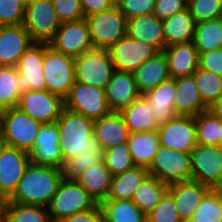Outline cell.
<instances>
[{
  "instance_id": "obj_1",
  "label": "cell",
  "mask_w": 222,
  "mask_h": 222,
  "mask_svg": "<svg viewBox=\"0 0 222 222\" xmlns=\"http://www.w3.org/2000/svg\"><path fill=\"white\" fill-rule=\"evenodd\" d=\"M63 178L59 168L30 163L14 193L3 202L47 207Z\"/></svg>"
},
{
  "instance_id": "obj_2",
  "label": "cell",
  "mask_w": 222,
  "mask_h": 222,
  "mask_svg": "<svg viewBox=\"0 0 222 222\" xmlns=\"http://www.w3.org/2000/svg\"><path fill=\"white\" fill-rule=\"evenodd\" d=\"M56 123L63 162L83 151H96L100 148L93 135L94 120L64 107Z\"/></svg>"
},
{
  "instance_id": "obj_3",
  "label": "cell",
  "mask_w": 222,
  "mask_h": 222,
  "mask_svg": "<svg viewBox=\"0 0 222 222\" xmlns=\"http://www.w3.org/2000/svg\"><path fill=\"white\" fill-rule=\"evenodd\" d=\"M93 49L108 50L127 35V19L118 7L85 17Z\"/></svg>"
},
{
  "instance_id": "obj_4",
  "label": "cell",
  "mask_w": 222,
  "mask_h": 222,
  "mask_svg": "<svg viewBox=\"0 0 222 222\" xmlns=\"http://www.w3.org/2000/svg\"><path fill=\"white\" fill-rule=\"evenodd\" d=\"M97 204L75 179L63 178L47 210L50 221H61L75 213L92 209Z\"/></svg>"
},
{
  "instance_id": "obj_5",
  "label": "cell",
  "mask_w": 222,
  "mask_h": 222,
  "mask_svg": "<svg viewBox=\"0 0 222 222\" xmlns=\"http://www.w3.org/2000/svg\"><path fill=\"white\" fill-rule=\"evenodd\" d=\"M43 73L46 90L60 96L63 100L68 96L75 81V58L53 50L46 43Z\"/></svg>"
},
{
  "instance_id": "obj_6",
  "label": "cell",
  "mask_w": 222,
  "mask_h": 222,
  "mask_svg": "<svg viewBox=\"0 0 222 222\" xmlns=\"http://www.w3.org/2000/svg\"><path fill=\"white\" fill-rule=\"evenodd\" d=\"M149 175L168 186L190 181L192 175L190 152H181L160 146L147 169Z\"/></svg>"
},
{
  "instance_id": "obj_7",
  "label": "cell",
  "mask_w": 222,
  "mask_h": 222,
  "mask_svg": "<svg viewBox=\"0 0 222 222\" xmlns=\"http://www.w3.org/2000/svg\"><path fill=\"white\" fill-rule=\"evenodd\" d=\"M60 25L51 0H32L25 4L23 26L35 43H48Z\"/></svg>"
},
{
  "instance_id": "obj_8",
  "label": "cell",
  "mask_w": 222,
  "mask_h": 222,
  "mask_svg": "<svg viewBox=\"0 0 222 222\" xmlns=\"http://www.w3.org/2000/svg\"><path fill=\"white\" fill-rule=\"evenodd\" d=\"M42 124L17 107L5 109L1 128L7 146L29 153Z\"/></svg>"
},
{
  "instance_id": "obj_9",
  "label": "cell",
  "mask_w": 222,
  "mask_h": 222,
  "mask_svg": "<svg viewBox=\"0 0 222 222\" xmlns=\"http://www.w3.org/2000/svg\"><path fill=\"white\" fill-rule=\"evenodd\" d=\"M107 50L92 49L75 58V81L104 89L114 72Z\"/></svg>"
},
{
  "instance_id": "obj_10",
  "label": "cell",
  "mask_w": 222,
  "mask_h": 222,
  "mask_svg": "<svg viewBox=\"0 0 222 222\" xmlns=\"http://www.w3.org/2000/svg\"><path fill=\"white\" fill-rule=\"evenodd\" d=\"M191 155V180L211 189H222V148L197 144Z\"/></svg>"
},
{
  "instance_id": "obj_11",
  "label": "cell",
  "mask_w": 222,
  "mask_h": 222,
  "mask_svg": "<svg viewBox=\"0 0 222 222\" xmlns=\"http://www.w3.org/2000/svg\"><path fill=\"white\" fill-rule=\"evenodd\" d=\"M64 107L92 120L100 119L111 112L104 89L78 82L74 83L64 99Z\"/></svg>"
},
{
  "instance_id": "obj_12",
  "label": "cell",
  "mask_w": 222,
  "mask_h": 222,
  "mask_svg": "<svg viewBox=\"0 0 222 222\" xmlns=\"http://www.w3.org/2000/svg\"><path fill=\"white\" fill-rule=\"evenodd\" d=\"M48 45L53 50L73 58L92 50L93 46L85 18L61 23Z\"/></svg>"
},
{
  "instance_id": "obj_13",
  "label": "cell",
  "mask_w": 222,
  "mask_h": 222,
  "mask_svg": "<svg viewBox=\"0 0 222 222\" xmlns=\"http://www.w3.org/2000/svg\"><path fill=\"white\" fill-rule=\"evenodd\" d=\"M17 108L41 123H55L64 108V100L47 90H29L20 95Z\"/></svg>"
},
{
  "instance_id": "obj_14",
  "label": "cell",
  "mask_w": 222,
  "mask_h": 222,
  "mask_svg": "<svg viewBox=\"0 0 222 222\" xmlns=\"http://www.w3.org/2000/svg\"><path fill=\"white\" fill-rule=\"evenodd\" d=\"M107 51L115 70L132 73L145 61L160 52L156 47L128 35L112 45Z\"/></svg>"
},
{
  "instance_id": "obj_15",
  "label": "cell",
  "mask_w": 222,
  "mask_h": 222,
  "mask_svg": "<svg viewBox=\"0 0 222 222\" xmlns=\"http://www.w3.org/2000/svg\"><path fill=\"white\" fill-rule=\"evenodd\" d=\"M160 146L174 151L191 152L197 145L195 117L177 115L158 128Z\"/></svg>"
},
{
  "instance_id": "obj_16",
  "label": "cell",
  "mask_w": 222,
  "mask_h": 222,
  "mask_svg": "<svg viewBox=\"0 0 222 222\" xmlns=\"http://www.w3.org/2000/svg\"><path fill=\"white\" fill-rule=\"evenodd\" d=\"M45 51L46 43H34L18 60L15 67L21 94L29 90H46L43 73Z\"/></svg>"
},
{
  "instance_id": "obj_17",
  "label": "cell",
  "mask_w": 222,
  "mask_h": 222,
  "mask_svg": "<svg viewBox=\"0 0 222 222\" xmlns=\"http://www.w3.org/2000/svg\"><path fill=\"white\" fill-rule=\"evenodd\" d=\"M28 154L31 164L61 169L63 157L59 146V129L56 122L41 125L33 148Z\"/></svg>"
},
{
  "instance_id": "obj_18",
  "label": "cell",
  "mask_w": 222,
  "mask_h": 222,
  "mask_svg": "<svg viewBox=\"0 0 222 222\" xmlns=\"http://www.w3.org/2000/svg\"><path fill=\"white\" fill-rule=\"evenodd\" d=\"M30 164L29 154L18 148L6 146L0 154V197L7 200L16 190Z\"/></svg>"
},
{
  "instance_id": "obj_19",
  "label": "cell",
  "mask_w": 222,
  "mask_h": 222,
  "mask_svg": "<svg viewBox=\"0 0 222 222\" xmlns=\"http://www.w3.org/2000/svg\"><path fill=\"white\" fill-rule=\"evenodd\" d=\"M34 43L23 24L0 26V66L15 67Z\"/></svg>"
},
{
  "instance_id": "obj_20",
  "label": "cell",
  "mask_w": 222,
  "mask_h": 222,
  "mask_svg": "<svg viewBox=\"0 0 222 222\" xmlns=\"http://www.w3.org/2000/svg\"><path fill=\"white\" fill-rule=\"evenodd\" d=\"M140 95L132 72L114 70L105 88L106 101L111 112H121Z\"/></svg>"
},
{
  "instance_id": "obj_21",
  "label": "cell",
  "mask_w": 222,
  "mask_h": 222,
  "mask_svg": "<svg viewBox=\"0 0 222 222\" xmlns=\"http://www.w3.org/2000/svg\"><path fill=\"white\" fill-rule=\"evenodd\" d=\"M210 187L196 181L174 183L167 192L173 197L174 205L182 221L190 220Z\"/></svg>"
},
{
  "instance_id": "obj_22",
  "label": "cell",
  "mask_w": 222,
  "mask_h": 222,
  "mask_svg": "<svg viewBox=\"0 0 222 222\" xmlns=\"http://www.w3.org/2000/svg\"><path fill=\"white\" fill-rule=\"evenodd\" d=\"M171 79L191 76L199 67V53L192 41L164 48Z\"/></svg>"
},
{
  "instance_id": "obj_23",
  "label": "cell",
  "mask_w": 222,
  "mask_h": 222,
  "mask_svg": "<svg viewBox=\"0 0 222 222\" xmlns=\"http://www.w3.org/2000/svg\"><path fill=\"white\" fill-rule=\"evenodd\" d=\"M129 129L120 112H110L100 119L94 120L93 135L102 150L127 143Z\"/></svg>"
},
{
  "instance_id": "obj_24",
  "label": "cell",
  "mask_w": 222,
  "mask_h": 222,
  "mask_svg": "<svg viewBox=\"0 0 222 222\" xmlns=\"http://www.w3.org/2000/svg\"><path fill=\"white\" fill-rule=\"evenodd\" d=\"M174 108L177 115L196 117L209 110L203 103L194 76L175 78Z\"/></svg>"
},
{
  "instance_id": "obj_25",
  "label": "cell",
  "mask_w": 222,
  "mask_h": 222,
  "mask_svg": "<svg viewBox=\"0 0 222 222\" xmlns=\"http://www.w3.org/2000/svg\"><path fill=\"white\" fill-rule=\"evenodd\" d=\"M175 79H168L143 96L147 99L151 113L158 125L177 116L174 108Z\"/></svg>"
},
{
  "instance_id": "obj_26",
  "label": "cell",
  "mask_w": 222,
  "mask_h": 222,
  "mask_svg": "<svg viewBox=\"0 0 222 222\" xmlns=\"http://www.w3.org/2000/svg\"><path fill=\"white\" fill-rule=\"evenodd\" d=\"M133 76L141 95L170 79L168 61L164 51H160L145 61L133 72Z\"/></svg>"
},
{
  "instance_id": "obj_27",
  "label": "cell",
  "mask_w": 222,
  "mask_h": 222,
  "mask_svg": "<svg viewBox=\"0 0 222 222\" xmlns=\"http://www.w3.org/2000/svg\"><path fill=\"white\" fill-rule=\"evenodd\" d=\"M127 35L133 39L148 43L159 51L164 50L162 20L153 13L127 19Z\"/></svg>"
},
{
  "instance_id": "obj_28",
  "label": "cell",
  "mask_w": 222,
  "mask_h": 222,
  "mask_svg": "<svg viewBox=\"0 0 222 222\" xmlns=\"http://www.w3.org/2000/svg\"><path fill=\"white\" fill-rule=\"evenodd\" d=\"M75 181L100 204L109 195L112 175L104 161H102L101 163L92 165L85 172L78 175Z\"/></svg>"
},
{
  "instance_id": "obj_29",
  "label": "cell",
  "mask_w": 222,
  "mask_h": 222,
  "mask_svg": "<svg viewBox=\"0 0 222 222\" xmlns=\"http://www.w3.org/2000/svg\"><path fill=\"white\" fill-rule=\"evenodd\" d=\"M164 48L193 41L196 22L188 9L162 20Z\"/></svg>"
},
{
  "instance_id": "obj_30",
  "label": "cell",
  "mask_w": 222,
  "mask_h": 222,
  "mask_svg": "<svg viewBox=\"0 0 222 222\" xmlns=\"http://www.w3.org/2000/svg\"><path fill=\"white\" fill-rule=\"evenodd\" d=\"M127 145L134 165L148 169L160 147L158 131L130 133Z\"/></svg>"
},
{
  "instance_id": "obj_31",
  "label": "cell",
  "mask_w": 222,
  "mask_h": 222,
  "mask_svg": "<svg viewBox=\"0 0 222 222\" xmlns=\"http://www.w3.org/2000/svg\"><path fill=\"white\" fill-rule=\"evenodd\" d=\"M120 113L130 133L154 131L159 128L155 119L150 115L151 110L148 101L143 95H140Z\"/></svg>"
},
{
  "instance_id": "obj_32",
  "label": "cell",
  "mask_w": 222,
  "mask_h": 222,
  "mask_svg": "<svg viewBox=\"0 0 222 222\" xmlns=\"http://www.w3.org/2000/svg\"><path fill=\"white\" fill-rule=\"evenodd\" d=\"M148 175L146 168L134 166L128 171L112 176L107 199L132 200L134 192Z\"/></svg>"
},
{
  "instance_id": "obj_33",
  "label": "cell",
  "mask_w": 222,
  "mask_h": 222,
  "mask_svg": "<svg viewBox=\"0 0 222 222\" xmlns=\"http://www.w3.org/2000/svg\"><path fill=\"white\" fill-rule=\"evenodd\" d=\"M100 207L104 222H147L146 215L132 200L106 199Z\"/></svg>"
},
{
  "instance_id": "obj_34",
  "label": "cell",
  "mask_w": 222,
  "mask_h": 222,
  "mask_svg": "<svg viewBox=\"0 0 222 222\" xmlns=\"http://www.w3.org/2000/svg\"><path fill=\"white\" fill-rule=\"evenodd\" d=\"M168 187L156 177L148 175L134 192L132 201L147 215L160 202Z\"/></svg>"
},
{
  "instance_id": "obj_35",
  "label": "cell",
  "mask_w": 222,
  "mask_h": 222,
  "mask_svg": "<svg viewBox=\"0 0 222 222\" xmlns=\"http://www.w3.org/2000/svg\"><path fill=\"white\" fill-rule=\"evenodd\" d=\"M192 42L199 54L222 48V17L197 22Z\"/></svg>"
},
{
  "instance_id": "obj_36",
  "label": "cell",
  "mask_w": 222,
  "mask_h": 222,
  "mask_svg": "<svg viewBox=\"0 0 222 222\" xmlns=\"http://www.w3.org/2000/svg\"><path fill=\"white\" fill-rule=\"evenodd\" d=\"M2 211L8 222H50L45 206L3 202Z\"/></svg>"
},
{
  "instance_id": "obj_37",
  "label": "cell",
  "mask_w": 222,
  "mask_h": 222,
  "mask_svg": "<svg viewBox=\"0 0 222 222\" xmlns=\"http://www.w3.org/2000/svg\"><path fill=\"white\" fill-rule=\"evenodd\" d=\"M197 144L205 146H219L222 120L209 110L195 117Z\"/></svg>"
},
{
  "instance_id": "obj_38",
  "label": "cell",
  "mask_w": 222,
  "mask_h": 222,
  "mask_svg": "<svg viewBox=\"0 0 222 222\" xmlns=\"http://www.w3.org/2000/svg\"><path fill=\"white\" fill-rule=\"evenodd\" d=\"M192 75L203 103L209 108L222 95V77L199 67Z\"/></svg>"
},
{
  "instance_id": "obj_39",
  "label": "cell",
  "mask_w": 222,
  "mask_h": 222,
  "mask_svg": "<svg viewBox=\"0 0 222 222\" xmlns=\"http://www.w3.org/2000/svg\"><path fill=\"white\" fill-rule=\"evenodd\" d=\"M16 67L0 66V105L5 109L17 107L21 93L18 89Z\"/></svg>"
},
{
  "instance_id": "obj_40",
  "label": "cell",
  "mask_w": 222,
  "mask_h": 222,
  "mask_svg": "<svg viewBox=\"0 0 222 222\" xmlns=\"http://www.w3.org/2000/svg\"><path fill=\"white\" fill-rule=\"evenodd\" d=\"M197 222H222V189H211L195 210Z\"/></svg>"
},
{
  "instance_id": "obj_41",
  "label": "cell",
  "mask_w": 222,
  "mask_h": 222,
  "mask_svg": "<svg viewBox=\"0 0 222 222\" xmlns=\"http://www.w3.org/2000/svg\"><path fill=\"white\" fill-rule=\"evenodd\" d=\"M103 161V150L83 151L78 156L67 159L61 167L64 179H75L78 175L85 172L92 165Z\"/></svg>"
},
{
  "instance_id": "obj_42",
  "label": "cell",
  "mask_w": 222,
  "mask_h": 222,
  "mask_svg": "<svg viewBox=\"0 0 222 222\" xmlns=\"http://www.w3.org/2000/svg\"><path fill=\"white\" fill-rule=\"evenodd\" d=\"M103 161L112 176L128 171L135 166L127 143L103 150Z\"/></svg>"
},
{
  "instance_id": "obj_43",
  "label": "cell",
  "mask_w": 222,
  "mask_h": 222,
  "mask_svg": "<svg viewBox=\"0 0 222 222\" xmlns=\"http://www.w3.org/2000/svg\"><path fill=\"white\" fill-rule=\"evenodd\" d=\"M187 9L195 22L222 17V0H190Z\"/></svg>"
},
{
  "instance_id": "obj_44",
  "label": "cell",
  "mask_w": 222,
  "mask_h": 222,
  "mask_svg": "<svg viewBox=\"0 0 222 222\" xmlns=\"http://www.w3.org/2000/svg\"><path fill=\"white\" fill-rule=\"evenodd\" d=\"M147 222H183L180 219L173 197L166 192L155 208L146 215Z\"/></svg>"
},
{
  "instance_id": "obj_45",
  "label": "cell",
  "mask_w": 222,
  "mask_h": 222,
  "mask_svg": "<svg viewBox=\"0 0 222 222\" xmlns=\"http://www.w3.org/2000/svg\"><path fill=\"white\" fill-rule=\"evenodd\" d=\"M25 3L22 0H0V26L23 24Z\"/></svg>"
},
{
  "instance_id": "obj_46",
  "label": "cell",
  "mask_w": 222,
  "mask_h": 222,
  "mask_svg": "<svg viewBox=\"0 0 222 222\" xmlns=\"http://www.w3.org/2000/svg\"><path fill=\"white\" fill-rule=\"evenodd\" d=\"M61 23L77 21L84 18L80 0H51Z\"/></svg>"
},
{
  "instance_id": "obj_47",
  "label": "cell",
  "mask_w": 222,
  "mask_h": 222,
  "mask_svg": "<svg viewBox=\"0 0 222 222\" xmlns=\"http://www.w3.org/2000/svg\"><path fill=\"white\" fill-rule=\"evenodd\" d=\"M126 19L154 12L155 0H126L118 6Z\"/></svg>"
},
{
  "instance_id": "obj_48",
  "label": "cell",
  "mask_w": 222,
  "mask_h": 222,
  "mask_svg": "<svg viewBox=\"0 0 222 222\" xmlns=\"http://www.w3.org/2000/svg\"><path fill=\"white\" fill-rule=\"evenodd\" d=\"M187 4L186 0H155L153 14L160 20H164L173 14L187 9Z\"/></svg>"
},
{
  "instance_id": "obj_49",
  "label": "cell",
  "mask_w": 222,
  "mask_h": 222,
  "mask_svg": "<svg viewBox=\"0 0 222 222\" xmlns=\"http://www.w3.org/2000/svg\"><path fill=\"white\" fill-rule=\"evenodd\" d=\"M198 66L222 77V48L200 53Z\"/></svg>"
},
{
  "instance_id": "obj_50",
  "label": "cell",
  "mask_w": 222,
  "mask_h": 222,
  "mask_svg": "<svg viewBox=\"0 0 222 222\" xmlns=\"http://www.w3.org/2000/svg\"><path fill=\"white\" fill-rule=\"evenodd\" d=\"M60 222H104L100 204L94 208L70 215Z\"/></svg>"
},
{
  "instance_id": "obj_51",
  "label": "cell",
  "mask_w": 222,
  "mask_h": 222,
  "mask_svg": "<svg viewBox=\"0 0 222 222\" xmlns=\"http://www.w3.org/2000/svg\"><path fill=\"white\" fill-rule=\"evenodd\" d=\"M80 5L84 18L101 13L113 6L111 0H80Z\"/></svg>"
},
{
  "instance_id": "obj_52",
  "label": "cell",
  "mask_w": 222,
  "mask_h": 222,
  "mask_svg": "<svg viewBox=\"0 0 222 222\" xmlns=\"http://www.w3.org/2000/svg\"><path fill=\"white\" fill-rule=\"evenodd\" d=\"M209 111L222 120V95L209 107Z\"/></svg>"
},
{
  "instance_id": "obj_53",
  "label": "cell",
  "mask_w": 222,
  "mask_h": 222,
  "mask_svg": "<svg viewBox=\"0 0 222 222\" xmlns=\"http://www.w3.org/2000/svg\"><path fill=\"white\" fill-rule=\"evenodd\" d=\"M6 146H7L6 138H5V135L3 133L2 128L0 127V154L5 149Z\"/></svg>"
},
{
  "instance_id": "obj_54",
  "label": "cell",
  "mask_w": 222,
  "mask_h": 222,
  "mask_svg": "<svg viewBox=\"0 0 222 222\" xmlns=\"http://www.w3.org/2000/svg\"><path fill=\"white\" fill-rule=\"evenodd\" d=\"M4 111L5 108L0 105V127L2 126Z\"/></svg>"
},
{
  "instance_id": "obj_55",
  "label": "cell",
  "mask_w": 222,
  "mask_h": 222,
  "mask_svg": "<svg viewBox=\"0 0 222 222\" xmlns=\"http://www.w3.org/2000/svg\"><path fill=\"white\" fill-rule=\"evenodd\" d=\"M0 222H8L7 217L3 213V211L0 212Z\"/></svg>"
},
{
  "instance_id": "obj_56",
  "label": "cell",
  "mask_w": 222,
  "mask_h": 222,
  "mask_svg": "<svg viewBox=\"0 0 222 222\" xmlns=\"http://www.w3.org/2000/svg\"><path fill=\"white\" fill-rule=\"evenodd\" d=\"M113 6L118 7L122 2L126 1V0H111Z\"/></svg>"
},
{
  "instance_id": "obj_57",
  "label": "cell",
  "mask_w": 222,
  "mask_h": 222,
  "mask_svg": "<svg viewBox=\"0 0 222 222\" xmlns=\"http://www.w3.org/2000/svg\"><path fill=\"white\" fill-rule=\"evenodd\" d=\"M219 146L222 148V127H221V136L219 137Z\"/></svg>"
},
{
  "instance_id": "obj_58",
  "label": "cell",
  "mask_w": 222,
  "mask_h": 222,
  "mask_svg": "<svg viewBox=\"0 0 222 222\" xmlns=\"http://www.w3.org/2000/svg\"><path fill=\"white\" fill-rule=\"evenodd\" d=\"M3 201L4 200L0 197V212L2 211Z\"/></svg>"
},
{
  "instance_id": "obj_59",
  "label": "cell",
  "mask_w": 222,
  "mask_h": 222,
  "mask_svg": "<svg viewBox=\"0 0 222 222\" xmlns=\"http://www.w3.org/2000/svg\"><path fill=\"white\" fill-rule=\"evenodd\" d=\"M183 222H197V221L193 220V219H190V220H186V221H183Z\"/></svg>"
},
{
  "instance_id": "obj_60",
  "label": "cell",
  "mask_w": 222,
  "mask_h": 222,
  "mask_svg": "<svg viewBox=\"0 0 222 222\" xmlns=\"http://www.w3.org/2000/svg\"><path fill=\"white\" fill-rule=\"evenodd\" d=\"M25 4L31 2L32 0H22Z\"/></svg>"
}]
</instances>
